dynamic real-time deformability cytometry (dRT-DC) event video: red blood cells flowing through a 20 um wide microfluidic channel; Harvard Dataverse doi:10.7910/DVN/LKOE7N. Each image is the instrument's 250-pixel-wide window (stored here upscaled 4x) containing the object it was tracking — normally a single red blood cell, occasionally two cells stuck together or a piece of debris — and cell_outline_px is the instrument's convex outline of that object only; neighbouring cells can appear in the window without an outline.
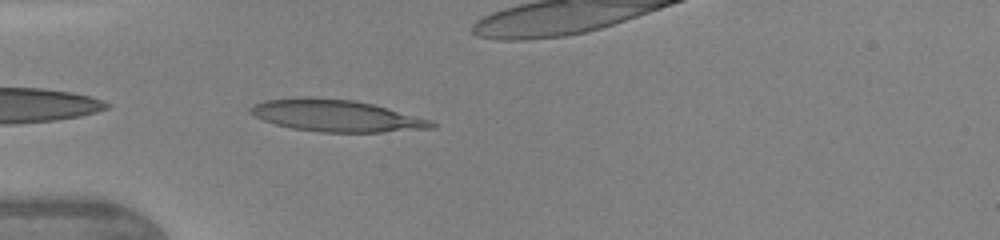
{"species": "human", "species_latin": "Homo sapiens", "temperature_condition": "warm", "stored_images_in_passage": 33, "camera_frame_rate_fps": 3000, "um_per_image_px": 0.085, "donor": {"sex": "female"}, "frame": {"image": 1, "passage_image": 1, "time_ms": 0.0, "image_size_px": [1000, 240], "cell_outline_px": [[436, 128], [380, 132], [320, 132], [292, 128], [276, 124], [264, 120], [248, 112], [248, 108], [252, 104], [268, 100], [296, 96], [312, 96], [352, 100], [372, 104], [432, 120], [436, 124]], "centroid_in_image_um": [28.55, 9.82], "position_along_channel_um": 56.5, "area_um2": 33.76}, "authors_computed_cell_mechanics": {"area_um2": 31.3276, "velocity_mm_per_s": 4.3737, "shape_relaxation_time_tau1_ms": null, "shape_relaxation_time_tau2_ms": 1.0147, "deformation_change_tau1": null, "deformation_change_tau2": 0.1114}}